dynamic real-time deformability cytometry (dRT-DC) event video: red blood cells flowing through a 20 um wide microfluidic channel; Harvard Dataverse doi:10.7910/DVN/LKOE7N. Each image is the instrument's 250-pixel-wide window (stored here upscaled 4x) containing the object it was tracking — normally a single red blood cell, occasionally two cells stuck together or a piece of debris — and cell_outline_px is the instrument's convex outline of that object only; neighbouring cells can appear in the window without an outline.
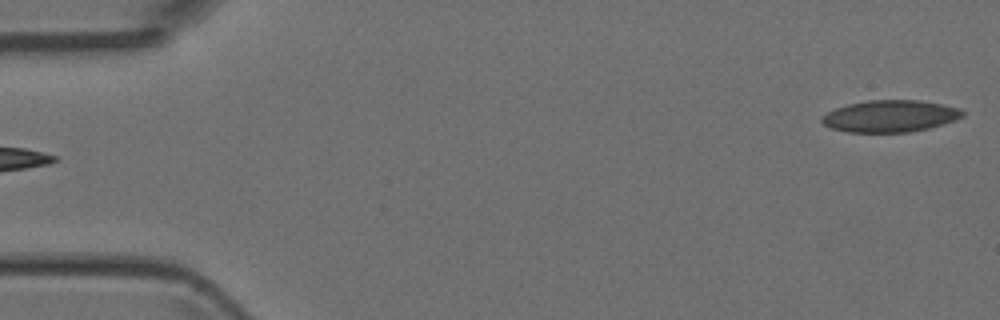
{"species": "Egyptian fruit bat (a non-hibernating species)", "species_latin": "Rousettus aegyptiacus", "temperature_condition": "room temperature", "stored_images_in_passage": 4, "segment_of_instrument_passage": [2, 2], "camera_frame_rate_fps": 3000, "um_per_image_px": 0.085, "animal": {"sex": "female"}, "frame": {"image": 1, "passage_image": 4, "time_ms": 4.0, "image_size_px": [1000, 320], "cell_outline_px": [[964, 116], [956, 120], [944, 124], [928, 128], [908, 132], [848, 132], [832, 128], [824, 124], [820, 120], [820, 116], [836, 108], [848, 104], [868, 100], [920, 100], [960, 108], [964, 112]], "centroid_in_image_um": [75.67, 9.87], "position_along_channel_um": 9.3, "area_um2": 26.13}}